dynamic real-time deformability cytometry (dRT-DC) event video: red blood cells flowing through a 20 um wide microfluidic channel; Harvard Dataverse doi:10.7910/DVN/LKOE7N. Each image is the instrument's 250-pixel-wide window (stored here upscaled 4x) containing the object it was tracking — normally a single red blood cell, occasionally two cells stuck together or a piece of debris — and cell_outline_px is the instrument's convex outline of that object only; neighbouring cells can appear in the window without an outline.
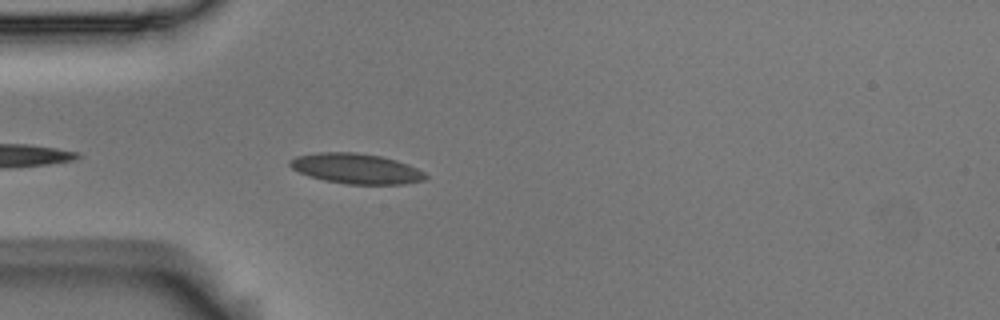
{"species": "Egyptian fruit bat (a non-hibernating species)", "species_latin": "Rousettus aegyptiacus", "temperature_condition": "room temperature", "stored_images_in_passage": 4, "camera_frame_rate_fps": 3000, "um_per_image_px": 0.085, "animal": {"sex": "male"}, "frame": {"image": 1, "passage_image": 4, "time_ms": 1.0, "image_size_px": [1000, 320], "cell_outline_px": [[428, 180], [404, 184], [348, 184], [324, 180], [308, 176], [292, 168], [288, 164], [288, 160], [296, 156], [316, 152], [356, 152], [380, 156], [396, 160], [408, 164], [424, 172], [428, 176]], "centroid_in_image_um": [30.28, 14.33], "position_along_channel_um": 54.7, "area_um2": 24.04}}